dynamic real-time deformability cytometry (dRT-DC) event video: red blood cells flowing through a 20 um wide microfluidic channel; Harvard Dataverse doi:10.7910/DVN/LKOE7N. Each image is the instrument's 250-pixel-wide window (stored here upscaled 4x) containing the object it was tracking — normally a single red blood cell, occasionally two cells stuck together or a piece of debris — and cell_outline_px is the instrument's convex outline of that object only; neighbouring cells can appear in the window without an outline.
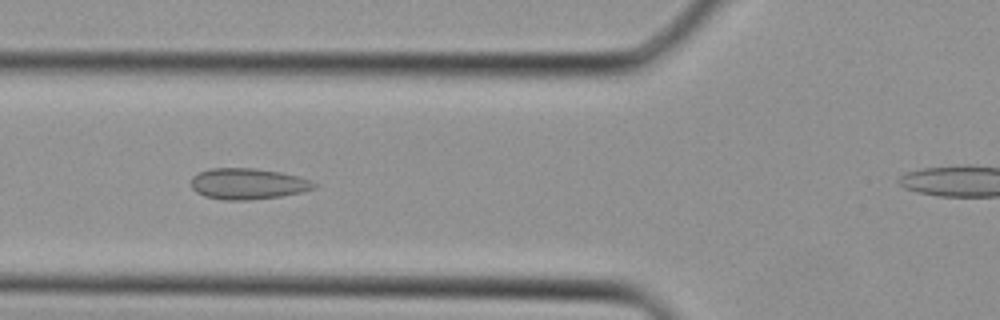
{"species": "Egyptian fruit bat (a non-hibernating species)", "species_latin": "Rousettus aegyptiacus", "temperature_condition": "cold", "stored_images_in_passage": 25, "camera_frame_rate_fps": 3000, "um_per_image_px": 0.085, "animal": {"sex": "female"}, "frame": {"image": 1, "passage_image": 7, "time_ms": 2.0, "image_size_px": [1000, 320], "cell_outline_px": [[316, 188], [304, 192], [280, 196], [248, 200], [224, 200], [204, 196], [196, 192], [192, 188], [192, 176], [200, 172], [212, 168], [256, 168], [280, 172], [296, 176], [308, 180], [316, 184]], "centroid_in_image_um": [21.06, 15.63], "position_along_channel_um": 104.7, "area_um2": 22.14}}
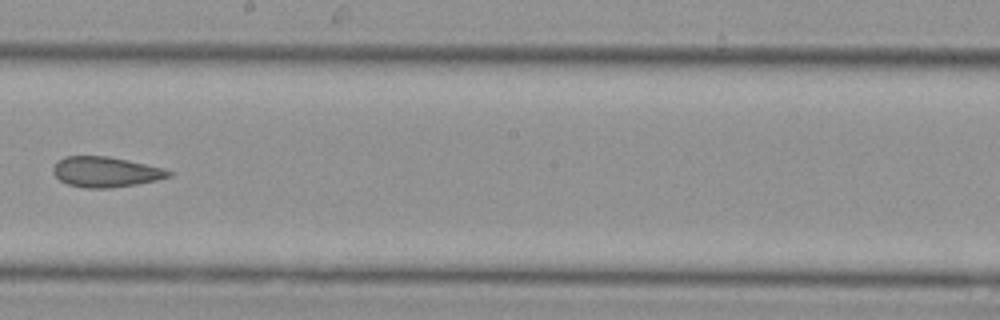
{"frame": {"image": 2, "passage_image": 14, "time_ms": 4.333, "image_size_px": [1000, 320], "cell_outline_px": [[172, 176], [156, 180], [136, 184], [108, 188], [88, 188], [68, 184], [60, 180], [52, 172], [52, 168], [64, 156], [108, 156], [128, 160], [164, 168], [172, 172]], "centroid_in_image_um": [8.99, 14.61], "position_along_channel_um": 239.2, "area_um2": 20.29}}
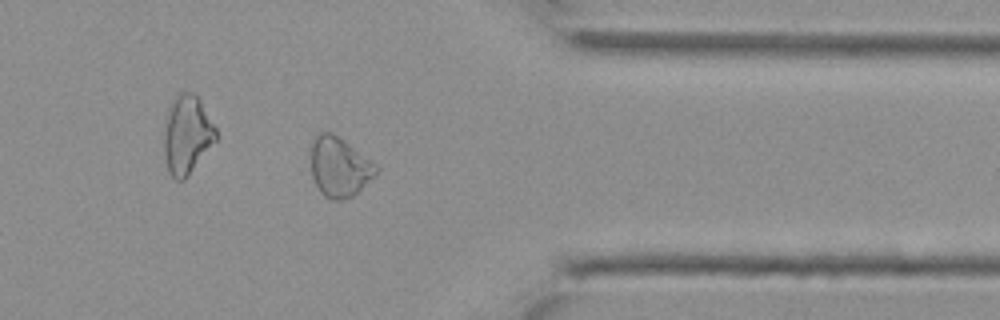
{"frame": {"image": 3, "passage_image": 22, "time_ms": 7.0, "image_size_px": [1000, 320], "cell_outline_px": [[380, 168], [352, 196], [340, 200], [332, 200], [324, 196], [320, 192], [312, 176], [312, 144], [316, 136], [320, 132], [332, 132], [376, 164]], "centroid_in_image_um": [28.82, 14.19], "position_along_channel_um": 382.6, "area_um2": 22.02}}